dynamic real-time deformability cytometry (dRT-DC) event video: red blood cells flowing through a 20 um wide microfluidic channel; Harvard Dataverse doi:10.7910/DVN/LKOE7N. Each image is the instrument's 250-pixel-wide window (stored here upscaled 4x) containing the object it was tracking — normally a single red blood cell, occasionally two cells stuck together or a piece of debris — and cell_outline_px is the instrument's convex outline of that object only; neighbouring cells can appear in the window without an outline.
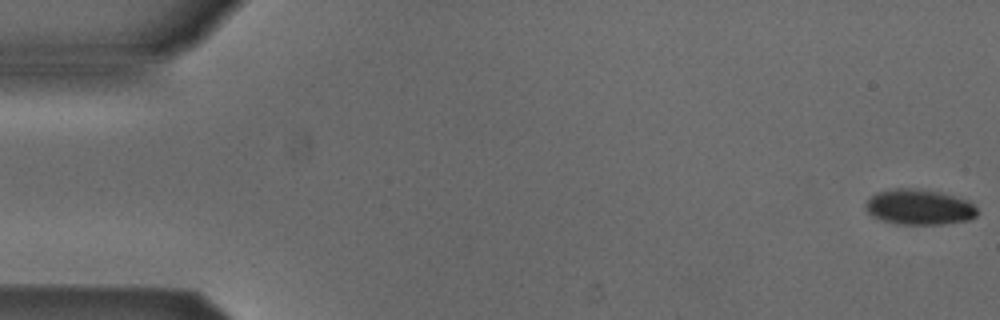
{"species": "Egyptian fruit bat (a non-hibernating species)", "species_latin": "Rousettus aegyptiacus", "temperature_condition": "cold", "stored_images_in_passage": 17, "camera_frame_rate_fps": 3000, "um_per_image_px": 0.085, "animal": {"sex": "male"}, "frame": {"image": 1, "passage_image": 1, "time_ms": 0.0, "image_size_px": [1000, 320], "cell_outline_px": [[976, 216], [968, 220], [940, 224], [904, 224], [884, 220], [872, 216], [864, 208], [864, 204], [868, 196], [876, 192], [892, 188], [912, 188], [940, 192], [968, 200], [976, 208]], "centroid_in_image_um": [78.08, 17.58], "position_along_channel_um": 6.9, "area_um2": 23.0}}
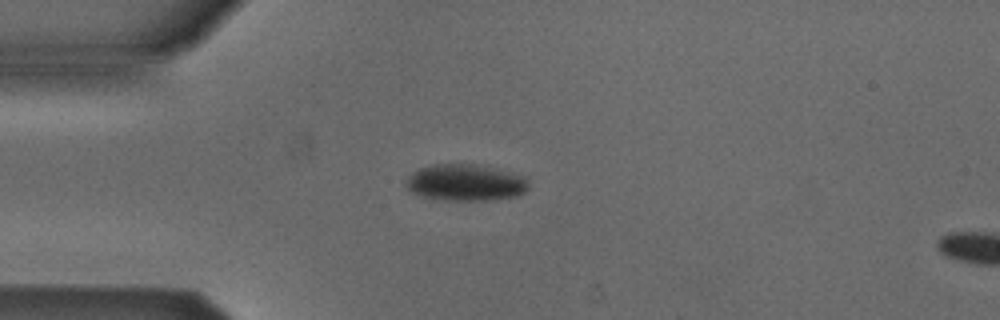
{"frame": {"image": 2, "passage_image": 14, "time_ms": 4.333, "image_size_px": [1000, 320], "cell_outline_px": [[528, 188], [524, 192], [516, 196], [488, 200], [436, 200], [420, 196], [412, 192], [404, 184], [408, 176], [412, 172], [420, 168], [436, 164], [472, 164], [496, 168], [528, 176]], "centroid_in_image_um": [39.57, 15.52], "position_along_channel_um": 45.4, "area_um2": 26.41}}